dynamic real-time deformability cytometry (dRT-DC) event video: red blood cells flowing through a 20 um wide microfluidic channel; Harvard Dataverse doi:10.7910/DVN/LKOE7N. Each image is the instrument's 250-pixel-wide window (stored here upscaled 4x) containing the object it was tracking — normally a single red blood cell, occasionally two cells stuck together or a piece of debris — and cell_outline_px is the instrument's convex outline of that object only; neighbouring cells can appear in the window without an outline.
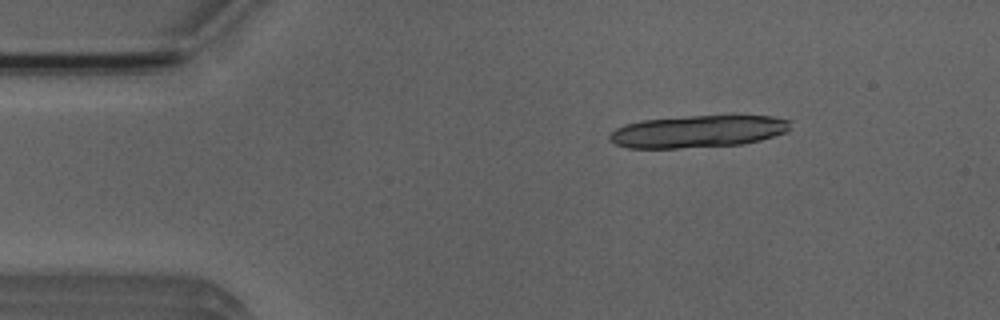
{"species": "Egyptian fruit bat (a non-hibernating species)", "species_latin": "Rousettus aegyptiacus", "temperature_condition": "room temperature", "stored_images_in_passage": 5, "camera_frame_rate_fps": 3000, "um_per_image_px": 0.085, "animal": {"sex": "male"}, "frame": {"image": 1, "passage_image": 2, "time_ms": 1.0, "image_size_px": [1000, 320], "cell_outline_px": [[792, 120], [788, 132], [760, 140], [744, 144], [676, 148], [628, 148], [616, 144], [608, 140], [608, 136], [616, 128], [624, 124], [640, 120], [732, 112], [772, 116]], "centroid_in_image_um": [59.41, 11.12], "position_along_channel_um": 25.6, "area_um2": 35.37}}